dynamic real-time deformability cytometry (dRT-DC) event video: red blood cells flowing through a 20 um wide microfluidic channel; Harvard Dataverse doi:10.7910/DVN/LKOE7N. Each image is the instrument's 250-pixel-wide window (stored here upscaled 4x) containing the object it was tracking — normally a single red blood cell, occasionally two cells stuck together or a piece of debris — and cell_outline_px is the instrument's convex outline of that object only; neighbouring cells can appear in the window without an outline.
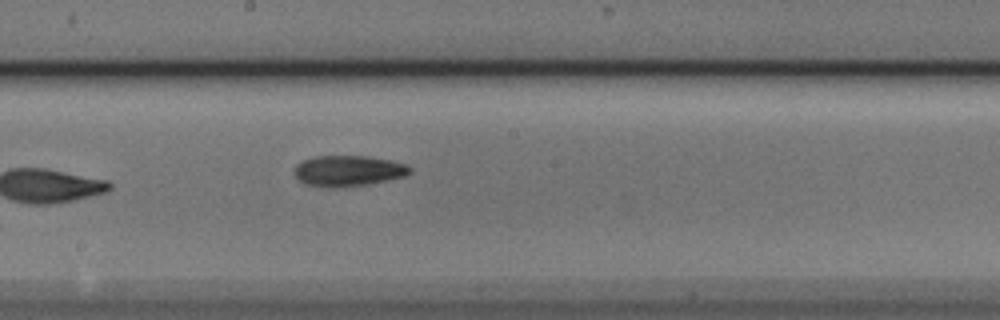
{"species": "Egyptian fruit bat (a non-hibernating species)", "species_latin": "Rousettus aegyptiacus", "temperature_condition": "cold", "stored_images_in_passage": 8, "camera_frame_rate_fps": 3000, "um_per_image_px": 0.085, "animal": {"sex": "male"}, "frame": {"image": 1, "passage_image": 8, "time_ms": 2.333, "image_size_px": [1000, 320], "cell_outline_px": [[412, 172], [404, 176], [368, 184], [344, 188], [332, 188], [308, 184], [300, 180], [296, 176], [296, 164], [312, 156], [368, 156], [392, 160], [404, 164], [412, 168]], "centroid_in_image_um": [29.63, 14.52], "position_along_channel_um": 218.6, "area_um2": 20.69}}